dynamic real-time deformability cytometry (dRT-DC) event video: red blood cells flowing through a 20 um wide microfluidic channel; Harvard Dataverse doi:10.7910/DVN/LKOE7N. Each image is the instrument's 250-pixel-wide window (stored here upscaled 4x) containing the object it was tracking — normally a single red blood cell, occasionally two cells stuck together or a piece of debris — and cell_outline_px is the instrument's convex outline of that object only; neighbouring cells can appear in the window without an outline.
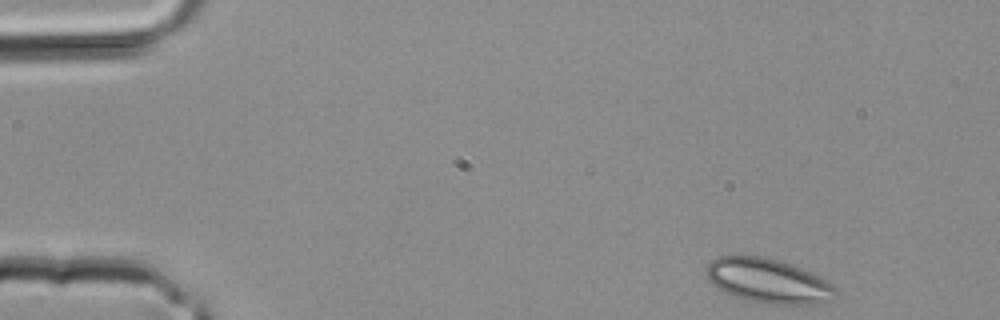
{"species": "common noctule bat (a hibernating species)", "species_latin": "Nyctalus noctula", "temperature_condition": "room temperature", "stored_images_in_passage": 3, "camera_frame_rate_fps": 3000, "um_per_image_px": 0.085, "animal": {"sex": "male", "body_mass_g": 20.4}, "frame": {"image": 1, "passage_image": 1, "time_ms": 0.0, "image_size_px": [1000, 320], "cell_outline_px": [[840, 292], [832, 300], [812, 304], [768, 304], [748, 300], [724, 292], [712, 284], [704, 276], [704, 268], [716, 256], [764, 256], [780, 260], [800, 268], [840, 288]], "centroid_in_image_um": [65.27, 23.87], "position_along_channel_um": 19.7, "area_um2": 33.7}}